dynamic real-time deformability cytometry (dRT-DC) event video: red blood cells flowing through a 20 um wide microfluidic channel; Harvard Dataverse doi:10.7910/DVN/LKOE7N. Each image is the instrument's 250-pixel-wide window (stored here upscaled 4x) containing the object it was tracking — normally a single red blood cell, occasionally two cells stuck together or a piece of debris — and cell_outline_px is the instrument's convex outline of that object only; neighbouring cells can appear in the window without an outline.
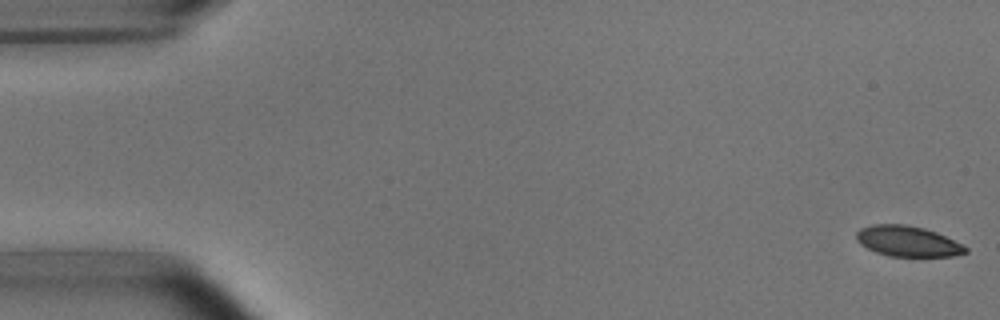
{"species": "common noctule bat (a hibernating species)", "species_latin": "Nyctalus noctula", "temperature_condition": "room temperature", "stored_images_in_passage": 4, "camera_frame_rate_fps": 3000, "um_per_image_px": 0.085, "animal": {"sex": "male", "body_mass_g": 15.6}, "frame": {"image": 1, "passage_image": 1, "time_ms": 0.0, "image_size_px": [1000, 320], "cell_outline_px": [[968, 252], [952, 256], [888, 256], [876, 252], [860, 244], [856, 240], [856, 232], [860, 228], [872, 224], [904, 224], [924, 228], [936, 232], [968, 248]], "centroid_in_image_um": [77.11, 20.5], "position_along_channel_um": 7.9, "area_um2": 19.31}}